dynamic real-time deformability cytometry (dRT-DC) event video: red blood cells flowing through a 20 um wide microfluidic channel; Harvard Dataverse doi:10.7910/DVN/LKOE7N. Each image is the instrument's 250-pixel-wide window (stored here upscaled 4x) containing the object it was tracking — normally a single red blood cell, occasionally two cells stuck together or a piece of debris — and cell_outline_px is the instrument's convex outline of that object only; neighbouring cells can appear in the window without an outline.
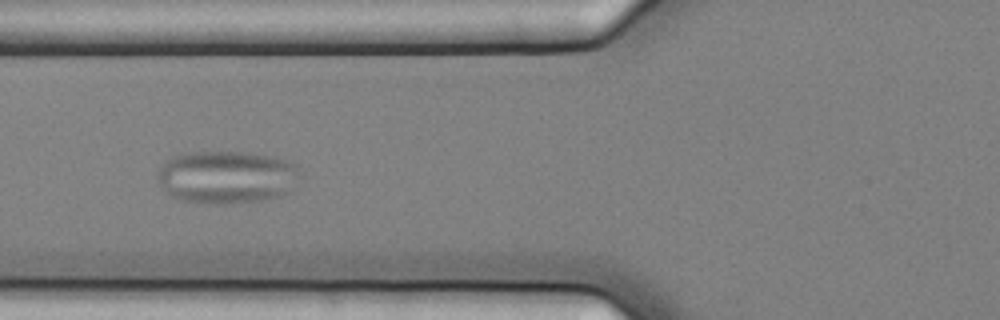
{"species": "common noctule bat (a hibernating species)", "species_latin": "Nyctalus noctula", "temperature_condition": "cold", "stored_images_in_passage": 9, "camera_frame_rate_fps": 3000, "um_per_image_px": 0.085, "animal": {"sex": "female", "body_mass_g": 25.1}, "frame": {"image": 1, "passage_image": 8, "time_ms": 2.333, "image_size_px": [1000, 320], "cell_outline_px": [[300, 176], [292, 192], [280, 196], [260, 200], [220, 204], [180, 200], [168, 196], [160, 184], [156, 172], [172, 156], [184, 152], [248, 152], [272, 156], [296, 164]], "centroid_in_image_um": [19.28, 15.05], "position_along_channel_um": 106.5, "area_um2": 44.16}}